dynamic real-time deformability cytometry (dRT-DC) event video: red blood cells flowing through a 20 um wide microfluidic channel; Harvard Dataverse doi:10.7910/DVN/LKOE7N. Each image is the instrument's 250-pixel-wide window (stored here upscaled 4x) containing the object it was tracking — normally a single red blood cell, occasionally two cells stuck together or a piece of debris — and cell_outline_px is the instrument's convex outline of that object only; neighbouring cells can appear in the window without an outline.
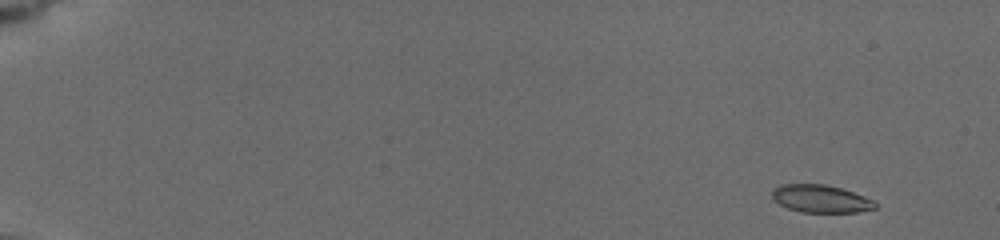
{"species": "common noctule bat (a hibernating species)", "species_latin": "Nyctalus noctula", "temperature_condition": "cold", "stored_images_in_passage": 27, "camera_frame_rate_fps": 3000, "um_per_image_px": 0.085, "animal": {"sex": "female", "body_mass_g": 19.5, "forearm_length_mm": 54.1}, "frame": {"image": 1, "passage_image": 1, "time_ms": 0.0, "image_size_px": [1000, 240], "cell_outline_px": [[876, 208], [856, 212], [800, 212], [788, 208], [772, 200], [772, 188], [780, 184], [824, 184], [840, 188], [864, 196], [872, 200], [876, 204]], "centroid_in_image_um": [69.7, 16.89], "position_along_channel_um": 15.3, "area_um2": 16.59}}
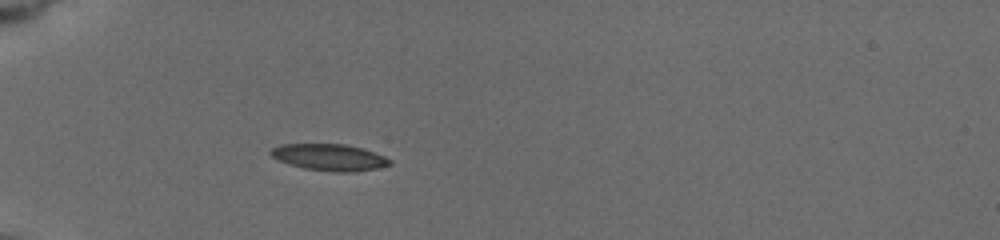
{"frame": {"image": 2, "passage_image": 19, "time_ms": 5.0, "image_size_px": [1000, 240], "cell_outline_px": [[392, 164], [376, 168], [352, 172], [332, 172], [304, 168], [288, 164], [272, 156], [268, 152], [272, 148], [280, 144], [344, 144], [360, 148], [384, 156], [392, 160]], "centroid_in_image_um": [27.98, 13.37], "position_along_channel_um": 57.0, "area_um2": 18.32}}
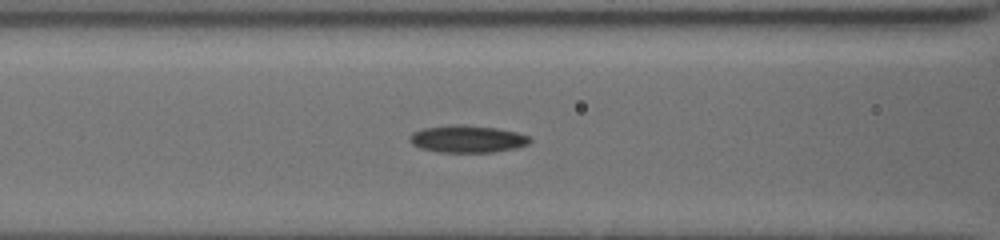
{"frame": {"image": 3, "passage_image": 27, "time_ms": 7.333, "image_size_px": [1000, 240], "cell_outline_px": [[532, 140], [528, 144], [516, 148], [496, 152], [440, 152], [420, 148], [412, 144], [408, 140], [408, 136], [412, 132], [420, 128], [452, 124], [460, 124], [496, 128], [516, 132], [528, 136]], "centroid_in_image_um": [39.68, 11.8], "position_along_channel_um": 126.9, "area_um2": 19.31}}